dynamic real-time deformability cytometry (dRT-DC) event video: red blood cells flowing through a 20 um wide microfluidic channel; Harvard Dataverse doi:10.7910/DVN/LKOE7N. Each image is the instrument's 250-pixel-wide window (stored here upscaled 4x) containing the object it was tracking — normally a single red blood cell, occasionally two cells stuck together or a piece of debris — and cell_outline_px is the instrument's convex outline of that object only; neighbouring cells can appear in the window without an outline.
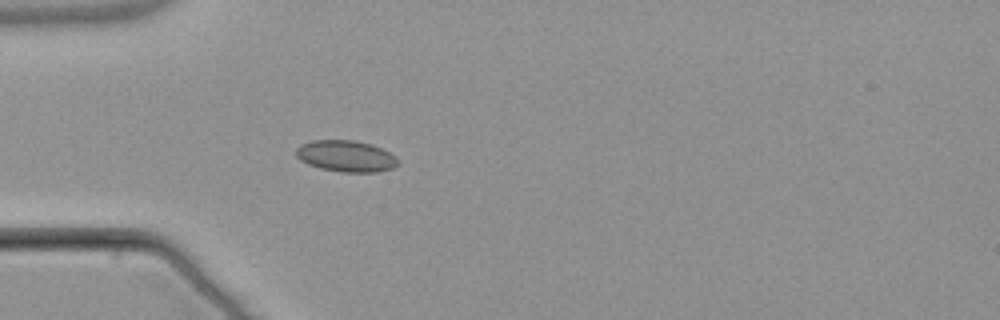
{"species": "common noctule bat (a hibernating species)", "species_latin": "Nyctalus noctula", "temperature_condition": "warm", "stored_images_in_passage": 4, "camera_frame_rate_fps": 3000, "um_per_image_px": 0.085, "animal": {"sex": "male", "body_mass_g": 21.5, "forearm_length_mm": 52.0}, "frame": {"image": 1, "passage_image": 4, "time_ms": 4.333, "image_size_px": [1000, 320], "cell_outline_px": [[400, 164], [392, 168], [376, 172], [340, 172], [320, 168], [308, 164], [300, 160], [296, 156], [296, 148], [300, 144], [312, 140], [356, 140], [372, 144], [396, 156]], "centroid_in_image_um": [29.4, 13.26], "position_along_channel_um": 55.6, "area_um2": 18.79}}